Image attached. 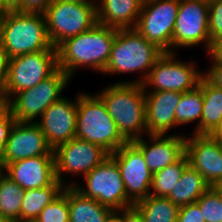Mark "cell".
Returning <instances> with one entry per match:
<instances>
[{"mask_svg": "<svg viewBox=\"0 0 222 222\" xmlns=\"http://www.w3.org/2000/svg\"><path fill=\"white\" fill-rule=\"evenodd\" d=\"M117 29L97 23L93 28L66 39L57 47L58 68L72 80L76 71L89 69L102 74L111 54Z\"/></svg>", "mask_w": 222, "mask_h": 222, "instance_id": "obj_1", "label": "cell"}, {"mask_svg": "<svg viewBox=\"0 0 222 222\" xmlns=\"http://www.w3.org/2000/svg\"><path fill=\"white\" fill-rule=\"evenodd\" d=\"M108 85L95 93L106 105L121 136L132 142L147 135L143 85L118 81Z\"/></svg>", "mask_w": 222, "mask_h": 222, "instance_id": "obj_2", "label": "cell"}, {"mask_svg": "<svg viewBox=\"0 0 222 222\" xmlns=\"http://www.w3.org/2000/svg\"><path fill=\"white\" fill-rule=\"evenodd\" d=\"M163 53L135 28L117 30L109 61L102 74H137L139 76L136 79L120 80L119 83L142 84L150 69Z\"/></svg>", "mask_w": 222, "mask_h": 222, "instance_id": "obj_3", "label": "cell"}, {"mask_svg": "<svg viewBox=\"0 0 222 222\" xmlns=\"http://www.w3.org/2000/svg\"><path fill=\"white\" fill-rule=\"evenodd\" d=\"M0 40L9 58L38 51H57L47 32L44 14L6 12L0 17Z\"/></svg>", "mask_w": 222, "mask_h": 222, "instance_id": "obj_4", "label": "cell"}, {"mask_svg": "<svg viewBox=\"0 0 222 222\" xmlns=\"http://www.w3.org/2000/svg\"><path fill=\"white\" fill-rule=\"evenodd\" d=\"M76 138L99 145L109 154L127 142L101 98L95 92L84 91L77 93Z\"/></svg>", "mask_w": 222, "mask_h": 222, "instance_id": "obj_5", "label": "cell"}, {"mask_svg": "<svg viewBox=\"0 0 222 222\" xmlns=\"http://www.w3.org/2000/svg\"><path fill=\"white\" fill-rule=\"evenodd\" d=\"M177 52H164L142 83L145 92L174 91L185 93L195 89L206 71L198 68L194 58L178 59ZM193 59V60H191ZM201 70V71H200Z\"/></svg>", "mask_w": 222, "mask_h": 222, "instance_id": "obj_6", "label": "cell"}, {"mask_svg": "<svg viewBox=\"0 0 222 222\" xmlns=\"http://www.w3.org/2000/svg\"><path fill=\"white\" fill-rule=\"evenodd\" d=\"M71 82L72 79L58 68L34 87L15 93L10 98L13 118L16 122L36 123L47 108L63 97Z\"/></svg>", "mask_w": 222, "mask_h": 222, "instance_id": "obj_7", "label": "cell"}, {"mask_svg": "<svg viewBox=\"0 0 222 222\" xmlns=\"http://www.w3.org/2000/svg\"><path fill=\"white\" fill-rule=\"evenodd\" d=\"M44 17L49 39L57 48L66 39L88 31L98 23L97 5L52 0Z\"/></svg>", "mask_w": 222, "mask_h": 222, "instance_id": "obj_8", "label": "cell"}, {"mask_svg": "<svg viewBox=\"0 0 222 222\" xmlns=\"http://www.w3.org/2000/svg\"><path fill=\"white\" fill-rule=\"evenodd\" d=\"M83 178L84 184L73 180V187L85 197L114 212L134 205L128 199L117 163L110 156Z\"/></svg>", "mask_w": 222, "mask_h": 222, "instance_id": "obj_9", "label": "cell"}, {"mask_svg": "<svg viewBox=\"0 0 222 222\" xmlns=\"http://www.w3.org/2000/svg\"><path fill=\"white\" fill-rule=\"evenodd\" d=\"M199 45L200 48L203 46L206 54L212 47L209 34V0H180L173 32V52Z\"/></svg>", "mask_w": 222, "mask_h": 222, "instance_id": "obj_10", "label": "cell"}, {"mask_svg": "<svg viewBox=\"0 0 222 222\" xmlns=\"http://www.w3.org/2000/svg\"><path fill=\"white\" fill-rule=\"evenodd\" d=\"M180 0H145L135 29L163 52H173V32Z\"/></svg>", "mask_w": 222, "mask_h": 222, "instance_id": "obj_11", "label": "cell"}, {"mask_svg": "<svg viewBox=\"0 0 222 222\" xmlns=\"http://www.w3.org/2000/svg\"><path fill=\"white\" fill-rule=\"evenodd\" d=\"M57 69V51H38L10 58L4 81L9 99L15 93L34 87Z\"/></svg>", "mask_w": 222, "mask_h": 222, "instance_id": "obj_12", "label": "cell"}, {"mask_svg": "<svg viewBox=\"0 0 222 222\" xmlns=\"http://www.w3.org/2000/svg\"><path fill=\"white\" fill-rule=\"evenodd\" d=\"M109 155L99 145L75 137L54 150L56 180L65 187L73 186L64 175L85 177Z\"/></svg>", "mask_w": 222, "mask_h": 222, "instance_id": "obj_13", "label": "cell"}, {"mask_svg": "<svg viewBox=\"0 0 222 222\" xmlns=\"http://www.w3.org/2000/svg\"><path fill=\"white\" fill-rule=\"evenodd\" d=\"M109 156L117 163L128 199L135 204L148 197L153 174L141 150L133 142H126Z\"/></svg>", "mask_w": 222, "mask_h": 222, "instance_id": "obj_14", "label": "cell"}, {"mask_svg": "<svg viewBox=\"0 0 222 222\" xmlns=\"http://www.w3.org/2000/svg\"><path fill=\"white\" fill-rule=\"evenodd\" d=\"M185 154L210 187L222 184V143L210 134H188Z\"/></svg>", "mask_w": 222, "mask_h": 222, "instance_id": "obj_15", "label": "cell"}, {"mask_svg": "<svg viewBox=\"0 0 222 222\" xmlns=\"http://www.w3.org/2000/svg\"><path fill=\"white\" fill-rule=\"evenodd\" d=\"M40 155H54V150L48 145L38 124L15 121L0 161V169L8 163Z\"/></svg>", "mask_w": 222, "mask_h": 222, "instance_id": "obj_16", "label": "cell"}, {"mask_svg": "<svg viewBox=\"0 0 222 222\" xmlns=\"http://www.w3.org/2000/svg\"><path fill=\"white\" fill-rule=\"evenodd\" d=\"M77 95L74 100L65 95L47 108L36 122L55 150L76 137Z\"/></svg>", "mask_w": 222, "mask_h": 222, "instance_id": "obj_17", "label": "cell"}, {"mask_svg": "<svg viewBox=\"0 0 222 222\" xmlns=\"http://www.w3.org/2000/svg\"><path fill=\"white\" fill-rule=\"evenodd\" d=\"M132 142L141 150L147 167L153 174L175 163L185 154L186 135L181 132H172V135H145Z\"/></svg>", "mask_w": 222, "mask_h": 222, "instance_id": "obj_18", "label": "cell"}, {"mask_svg": "<svg viewBox=\"0 0 222 222\" xmlns=\"http://www.w3.org/2000/svg\"><path fill=\"white\" fill-rule=\"evenodd\" d=\"M2 171L22 189H38L50 186L55 180L54 155L37 157L8 163Z\"/></svg>", "mask_w": 222, "mask_h": 222, "instance_id": "obj_19", "label": "cell"}, {"mask_svg": "<svg viewBox=\"0 0 222 222\" xmlns=\"http://www.w3.org/2000/svg\"><path fill=\"white\" fill-rule=\"evenodd\" d=\"M181 96L174 91L145 92L147 135H172L171 130L179 127L175 111Z\"/></svg>", "mask_w": 222, "mask_h": 222, "instance_id": "obj_20", "label": "cell"}, {"mask_svg": "<svg viewBox=\"0 0 222 222\" xmlns=\"http://www.w3.org/2000/svg\"><path fill=\"white\" fill-rule=\"evenodd\" d=\"M143 0H96L97 22L117 30L134 28Z\"/></svg>", "mask_w": 222, "mask_h": 222, "instance_id": "obj_21", "label": "cell"}, {"mask_svg": "<svg viewBox=\"0 0 222 222\" xmlns=\"http://www.w3.org/2000/svg\"><path fill=\"white\" fill-rule=\"evenodd\" d=\"M69 222H107L114 211L68 186Z\"/></svg>", "mask_w": 222, "mask_h": 222, "instance_id": "obj_22", "label": "cell"}, {"mask_svg": "<svg viewBox=\"0 0 222 222\" xmlns=\"http://www.w3.org/2000/svg\"><path fill=\"white\" fill-rule=\"evenodd\" d=\"M202 94L200 134L212 135L222 122V88L205 74L202 77Z\"/></svg>", "mask_w": 222, "mask_h": 222, "instance_id": "obj_23", "label": "cell"}, {"mask_svg": "<svg viewBox=\"0 0 222 222\" xmlns=\"http://www.w3.org/2000/svg\"><path fill=\"white\" fill-rule=\"evenodd\" d=\"M209 188L203 176L188 165L167 198L180 208L195 203Z\"/></svg>", "mask_w": 222, "mask_h": 222, "instance_id": "obj_24", "label": "cell"}, {"mask_svg": "<svg viewBox=\"0 0 222 222\" xmlns=\"http://www.w3.org/2000/svg\"><path fill=\"white\" fill-rule=\"evenodd\" d=\"M64 187L55 180L48 187L25 190L20 210V222H33L41 210L64 190Z\"/></svg>", "mask_w": 222, "mask_h": 222, "instance_id": "obj_25", "label": "cell"}, {"mask_svg": "<svg viewBox=\"0 0 222 222\" xmlns=\"http://www.w3.org/2000/svg\"><path fill=\"white\" fill-rule=\"evenodd\" d=\"M203 111L202 78L199 85L190 91L182 93L175 111L178 126L194 123L192 134H200V122ZM196 123V124H195Z\"/></svg>", "mask_w": 222, "mask_h": 222, "instance_id": "obj_26", "label": "cell"}, {"mask_svg": "<svg viewBox=\"0 0 222 222\" xmlns=\"http://www.w3.org/2000/svg\"><path fill=\"white\" fill-rule=\"evenodd\" d=\"M25 190L0 169V218L20 222L21 204Z\"/></svg>", "mask_w": 222, "mask_h": 222, "instance_id": "obj_27", "label": "cell"}, {"mask_svg": "<svg viewBox=\"0 0 222 222\" xmlns=\"http://www.w3.org/2000/svg\"><path fill=\"white\" fill-rule=\"evenodd\" d=\"M144 222H176L179 207L166 197L149 195L133 205Z\"/></svg>", "mask_w": 222, "mask_h": 222, "instance_id": "obj_28", "label": "cell"}, {"mask_svg": "<svg viewBox=\"0 0 222 222\" xmlns=\"http://www.w3.org/2000/svg\"><path fill=\"white\" fill-rule=\"evenodd\" d=\"M188 165V157L184 154L175 163L153 173L150 195L167 198Z\"/></svg>", "mask_w": 222, "mask_h": 222, "instance_id": "obj_29", "label": "cell"}, {"mask_svg": "<svg viewBox=\"0 0 222 222\" xmlns=\"http://www.w3.org/2000/svg\"><path fill=\"white\" fill-rule=\"evenodd\" d=\"M33 222H69L68 187L47 206Z\"/></svg>", "mask_w": 222, "mask_h": 222, "instance_id": "obj_30", "label": "cell"}, {"mask_svg": "<svg viewBox=\"0 0 222 222\" xmlns=\"http://www.w3.org/2000/svg\"><path fill=\"white\" fill-rule=\"evenodd\" d=\"M205 222H222V190L210 187L197 201Z\"/></svg>", "mask_w": 222, "mask_h": 222, "instance_id": "obj_31", "label": "cell"}, {"mask_svg": "<svg viewBox=\"0 0 222 222\" xmlns=\"http://www.w3.org/2000/svg\"><path fill=\"white\" fill-rule=\"evenodd\" d=\"M209 34L211 44L222 39V0H209Z\"/></svg>", "mask_w": 222, "mask_h": 222, "instance_id": "obj_32", "label": "cell"}, {"mask_svg": "<svg viewBox=\"0 0 222 222\" xmlns=\"http://www.w3.org/2000/svg\"><path fill=\"white\" fill-rule=\"evenodd\" d=\"M176 222H205V219L199 205L195 202L179 208Z\"/></svg>", "mask_w": 222, "mask_h": 222, "instance_id": "obj_33", "label": "cell"}, {"mask_svg": "<svg viewBox=\"0 0 222 222\" xmlns=\"http://www.w3.org/2000/svg\"><path fill=\"white\" fill-rule=\"evenodd\" d=\"M14 123L15 119L10 110L4 116L0 117V161L5 150L10 130Z\"/></svg>", "mask_w": 222, "mask_h": 222, "instance_id": "obj_34", "label": "cell"}, {"mask_svg": "<svg viewBox=\"0 0 222 222\" xmlns=\"http://www.w3.org/2000/svg\"><path fill=\"white\" fill-rule=\"evenodd\" d=\"M52 0H20V12L44 14Z\"/></svg>", "mask_w": 222, "mask_h": 222, "instance_id": "obj_35", "label": "cell"}, {"mask_svg": "<svg viewBox=\"0 0 222 222\" xmlns=\"http://www.w3.org/2000/svg\"><path fill=\"white\" fill-rule=\"evenodd\" d=\"M123 222H144L142 214L134 207H128L115 211Z\"/></svg>", "mask_w": 222, "mask_h": 222, "instance_id": "obj_36", "label": "cell"}, {"mask_svg": "<svg viewBox=\"0 0 222 222\" xmlns=\"http://www.w3.org/2000/svg\"><path fill=\"white\" fill-rule=\"evenodd\" d=\"M210 65H222V39L214 42L209 51Z\"/></svg>", "mask_w": 222, "mask_h": 222, "instance_id": "obj_37", "label": "cell"}, {"mask_svg": "<svg viewBox=\"0 0 222 222\" xmlns=\"http://www.w3.org/2000/svg\"><path fill=\"white\" fill-rule=\"evenodd\" d=\"M9 57L7 55V52L5 51V48L0 40V82L4 83L8 65H9Z\"/></svg>", "mask_w": 222, "mask_h": 222, "instance_id": "obj_38", "label": "cell"}, {"mask_svg": "<svg viewBox=\"0 0 222 222\" xmlns=\"http://www.w3.org/2000/svg\"><path fill=\"white\" fill-rule=\"evenodd\" d=\"M206 74L222 88V65H208Z\"/></svg>", "mask_w": 222, "mask_h": 222, "instance_id": "obj_39", "label": "cell"}, {"mask_svg": "<svg viewBox=\"0 0 222 222\" xmlns=\"http://www.w3.org/2000/svg\"><path fill=\"white\" fill-rule=\"evenodd\" d=\"M10 110V99L7 95L4 83L0 82V117Z\"/></svg>", "mask_w": 222, "mask_h": 222, "instance_id": "obj_40", "label": "cell"}, {"mask_svg": "<svg viewBox=\"0 0 222 222\" xmlns=\"http://www.w3.org/2000/svg\"><path fill=\"white\" fill-rule=\"evenodd\" d=\"M2 7L7 11H19L20 12V0H1Z\"/></svg>", "mask_w": 222, "mask_h": 222, "instance_id": "obj_41", "label": "cell"}, {"mask_svg": "<svg viewBox=\"0 0 222 222\" xmlns=\"http://www.w3.org/2000/svg\"><path fill=\"white\" fill-rule=\"evenodd\" d=\"M218 141L222 143V122L221 125L216 129V131L212 134Z\"/></svg>", "mask_w": 222, "mask_h": 222, "instance_id": "obj_42", "label": "cell"}, {"mask_svg": "<svg viewBox=\"0 0 222 222\" xmlns=\"http://www.w3.org/2000/svg\"><path fill=\"white\" fill-rule=\"evenodd\" d=\"M71 3H96V0H57Z\"/></svg>", "mask_w": 222, "mask_h": 222, "instance_id": "obj_43", "label": "cell"}, {"mask_svg": "<svg viewBox=\"0 0 222 222\" xmlns=\"http://www.w3.org/2000/svg\"><path fill=\"white\" fill-rule=\"evenodd\" d=\"M107 222H123L122 219L114 212Z\"/></svg>", "mask_w": 222, "mask_h": 222, "instance_id": "obj_44", "label": "cell"}, {"mask_svg": "<svg viewBox=\"0 0 222 222\" xmlns=\"http://www.w3.org/2000/svg\"><path fill=\"white\" fill-rule=\"evenodd\" d=\"M7 11L2 7V1L0 0V17H2Z\"/></svg>", "mask_w": 222, "mask_h": 222, "instance_id": "obj_45", "label": "cell"}, {"mask_svg": "<svg viewBox=\"0 0 222 222\" xmlns=\"http://www.w3.org/2000/svg\"><path fill=\"white\" fill-rule=\"evenodd\" d=\"M0 222H7L6 220H4V219H2V218H0Z\"/></svg>", "mask_w": 222, "mask_h": 222, "instance_id": "obj_46", "label": "cell"}]
</instances>
